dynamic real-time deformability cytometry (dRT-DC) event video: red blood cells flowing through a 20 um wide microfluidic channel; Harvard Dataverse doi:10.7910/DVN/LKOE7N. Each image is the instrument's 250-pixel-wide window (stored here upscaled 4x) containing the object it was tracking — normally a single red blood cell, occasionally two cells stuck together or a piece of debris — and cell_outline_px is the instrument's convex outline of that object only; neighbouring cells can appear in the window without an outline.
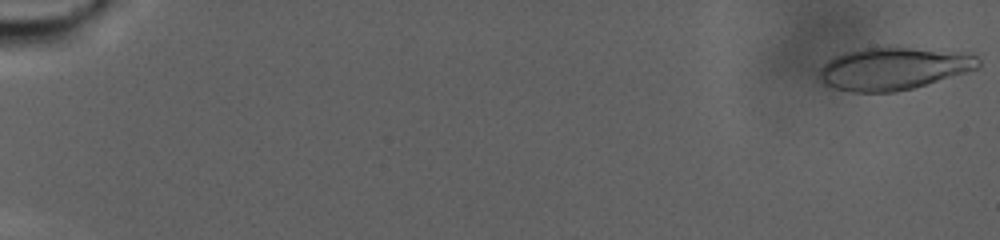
{"species": "human", "species_latin": "Homo sapiens", "temperature_condition": "warm", "stored_images_in_passage": 106, "camera_frame_rate_fps": 3000, "um_per_image_px": 0.085, "donor": {"sex": "male"}, "frame": {"image": 1, "passage_image": 1, "time_ms": 0.0, "image_size_px": [1000, 240], "cell_outline_px": [[980, 68], [928, 84], [896, 92], [852, 92], [836, 88], [824, 84], [820, 80], [820, 68], [828, 60], [844, 52], [864, 48], [912, 48], [956, 52], [976, 56], [980, 60]], "centroid_in_image_um": [75.94, 5.85], "position_along_channel_um": 9.1, "area_um2": 38.96}}
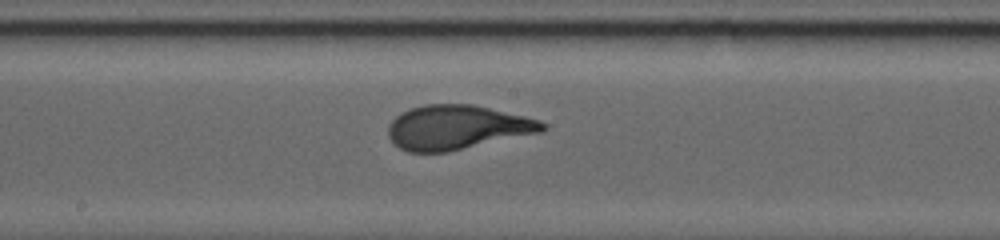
{"frame": {"image": 2, "passage_image": 61, "time_ms": 20.0, "image_size_px": [1000, 240], "cell_outline_px": [[548, 128], [544, 132], [448, 152], [408, 152], [400, 148], [388, 136], [388, 124], [400, 112], [408, 108], [424, 104], [472, 104], [524, 116], [540, 120], [548, 124]], "centroid_in_image_um": [38.88, 10.82], "position_along_channel_um": 209.3, "area_um2": 40.23}}
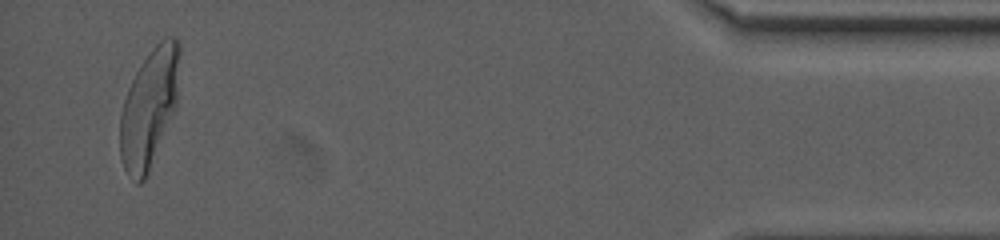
{"frame": {"image": 3, "passage_image": 102, "time_ms": 33.667, "image_size_px": [1000, 240], "cell_outline_px": [[180, 56], [176, 108], [148, 172], [144, 180], [140, 184], [136, 184], [128, 176], [124, 168], [120, 156], [120, 116], [124, 100], [128, 88], [140, 64], [152, 48], [164, 36], [176, 36], [180, 44]], "centroid_in_image_um": [12.69, 9.15], "position_along_channel_um": 422.5, "area_um2": 41.21}}